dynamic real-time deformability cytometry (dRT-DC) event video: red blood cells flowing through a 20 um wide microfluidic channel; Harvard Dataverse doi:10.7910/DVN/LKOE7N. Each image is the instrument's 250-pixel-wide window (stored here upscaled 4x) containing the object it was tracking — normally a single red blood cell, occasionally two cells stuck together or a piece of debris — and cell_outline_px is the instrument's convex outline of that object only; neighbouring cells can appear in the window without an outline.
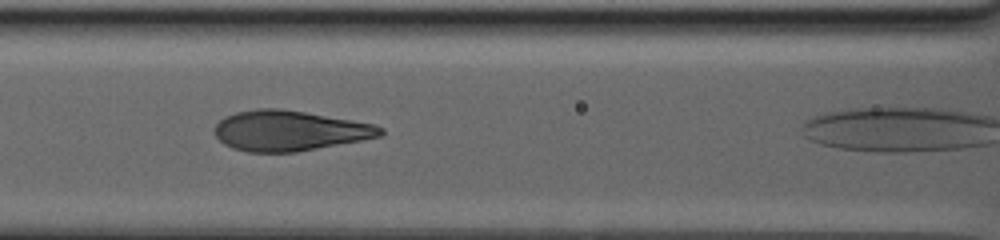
{"species": "human", "species_latin": "Homo sapiens", "temperature_condition": "warm", "stored_images_in_passage": 28, "camera_frame_rate_fps": 3000, "um_per_image_px": 0.085, "donor": {"sex": "male"}, "frame": {"image": 1, "passage_image": 20, "time_ms": 4.0, "image_size_px": [1000, 240], "cell_outline_px": [[384, 132], [380, 136], [360, 140], [296, 152], [248, 152], [232, 148], [224, 144], [212, 132], [216, 124], [224, 116], [236, 112], [256, 108], [280, 108], [352, 120], [372, 124], [384, 128]], "centroid_in_image_um": [24.54, 11.1], "position_along_channel_um": 142.1, "area_um2": 38.78}}